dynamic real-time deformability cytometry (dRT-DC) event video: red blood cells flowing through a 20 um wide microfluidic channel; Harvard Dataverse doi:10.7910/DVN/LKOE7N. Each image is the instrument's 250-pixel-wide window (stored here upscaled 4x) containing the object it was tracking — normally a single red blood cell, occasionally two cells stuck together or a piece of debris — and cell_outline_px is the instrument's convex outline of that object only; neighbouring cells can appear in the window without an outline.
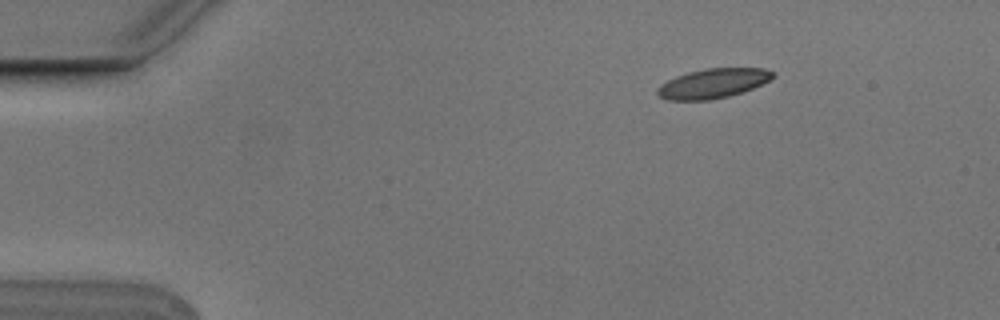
{"species": "Egyptian fruit bat (a non-hibernating species)", "species_latin": "Rousettus aegyptiacus", "temperature_condition": "cold", "stored_images_in_passage": 4, "camera_frame_rate_fps": 3000, "um_per_image_px": 0.085, "animal": {"sex": "male"}, "frame": {"image": 1, "passage_image": 1, "time_ms": 0.0, "image_size_px": [1000, 320], "cell_outline_px": [[776, 76], [752, 88], [728, 96], [708, 100], [668, 100], [660, 96], [656, 92], [656, 88], [660, 84], [676, 76], [688, 72], [704, 68], [764, 68], [776, 72]], "centroid_in_image_um": [60.59, 7.07], "position_along_channel_um": 24.4, "area_um2": 19.83}}